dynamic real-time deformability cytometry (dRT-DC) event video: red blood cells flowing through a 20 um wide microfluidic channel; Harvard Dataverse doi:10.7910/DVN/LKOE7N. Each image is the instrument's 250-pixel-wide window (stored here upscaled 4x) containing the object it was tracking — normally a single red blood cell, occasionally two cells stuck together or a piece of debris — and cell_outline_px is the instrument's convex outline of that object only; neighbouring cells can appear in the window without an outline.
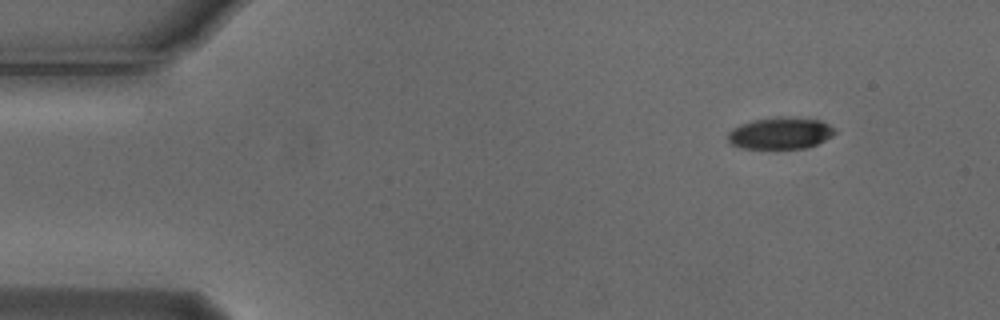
{"species": "Egyptian fruit bat (a non-hibernating species)", "species_latin": "Rousettus aegyptiacus", "temperature_condition": "cold", "stored_images_in_passage": 3, "segment_of_instrument_passage": [2, 2], "camera_frame_rate_fps": 3000, "um_per_image_px": 0.085, "animal": {"sex": "male"}, "frame": {"image": 1, "passage_image": 3, "time_ms": 0.667, "image_size_px": [1000, 320], "cell_outline_px": [[836, 132], [832, 136], [816, 144], [804, 148], [740, 148], [732, 144], [728, 140], [728, 132], [732, 128], [740, 124], [752, 120], [776, 116], [796, 116], [820, 120], [836, 128]], "centroid_in_image_um": [66.34, 11.29], "position_along_channel_um": 18.7, "area_um2": 20.06}}